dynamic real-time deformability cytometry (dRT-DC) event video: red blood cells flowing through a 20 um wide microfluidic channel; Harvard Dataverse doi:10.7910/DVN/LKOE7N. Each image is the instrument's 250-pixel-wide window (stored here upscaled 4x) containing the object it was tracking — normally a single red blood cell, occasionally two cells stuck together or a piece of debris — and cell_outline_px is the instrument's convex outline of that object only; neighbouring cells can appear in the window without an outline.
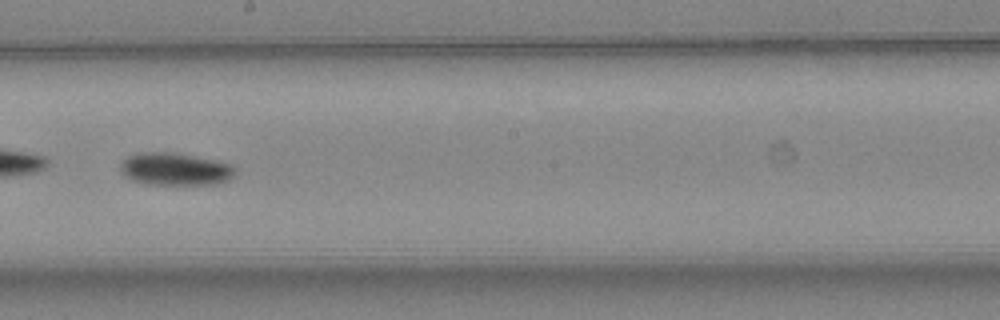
{"species": "common noctule bat (a hibernating species)", "species_latin": "Nyctalus noctula", "temperature_condition": "warm", "stored_images_in_passage": 48, "camera_frame_rate_fps": 3000, "um_per_image_px": 0.085, "animal": {"sex": "female", "body_mass_g": 24.6, "forearm_length_mm": 56.2}, "frame": {"image": 1, "passage_image": 28, "time_ms": 9.0, "image_size_px": [1000, 320], "cell_outline_px": [[236, 172], [228, 180], [216, 184], [148, 184], [132, 180], [124, 176], [120, 172], [120, 164], [128, 156], [144, 152], [172, 152], [216, 160], [232, 164], [236, 168]], "centroid_in_image_um": [14.89, 14.37], "position_along_channel_um": 233.3, "area_um2": 21.79}}
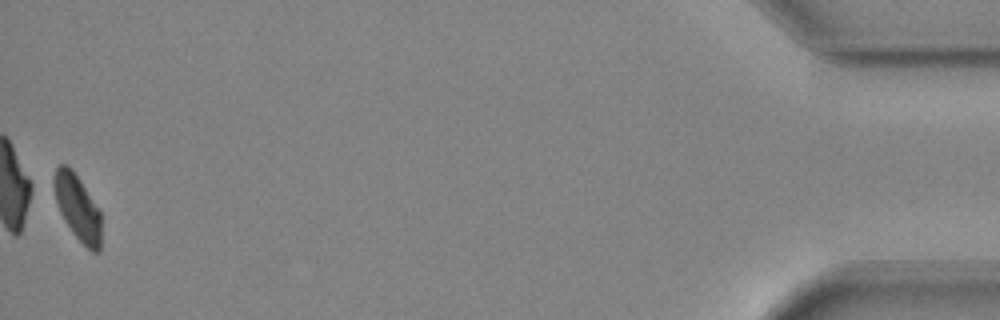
{"frame": {"image": 2, "passage_image": 48, "time_ms": 15.667, "image_size_px": [1000, 320], "cell_outline_px": [[100, 252], [92, 252], [72, 232], [64, 220], [60, 212], [48, 184], [56, 168], [60, 164], [64, 164], [72, 168], [100, 208]], "centroid_in_image_um": [6.52, 17.55], "position_along_channel_um": 428.7, "area_um2": 18.67}, "authors_computed_cell_mechanics": {"area_um2": 20.9814, "velocity_mm_per_s": 4.3331, "shape_relaxation_time_tau1_ms": 2.7069, "shape_relaxation_time_tau2_ms": null, "deformation_change_tau1": 0.1046, "deformation_change_tau2": null}}